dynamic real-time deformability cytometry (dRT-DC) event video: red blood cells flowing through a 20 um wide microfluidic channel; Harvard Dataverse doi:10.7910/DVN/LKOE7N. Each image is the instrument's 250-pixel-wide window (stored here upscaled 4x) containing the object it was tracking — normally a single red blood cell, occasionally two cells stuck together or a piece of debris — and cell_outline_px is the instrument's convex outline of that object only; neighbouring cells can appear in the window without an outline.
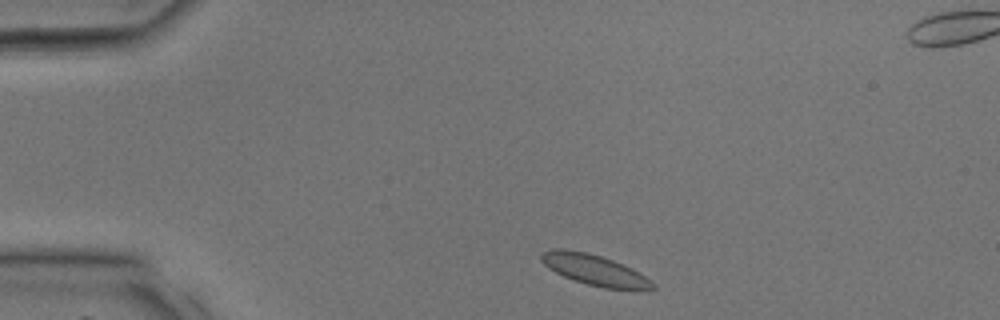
{"species": "common noctule bat (a hibernating species)", "species_latin": "Nyctalus noctula", "temperature_condition": "room temperature", "stored_images_in_passage": 33, "camera_frame_rate_fps": 3000, "um_per_image_px": 0.085, "animal": {"sex": "male", "body_mass_g": 17.9, "forearm_length_mm": 54.2}, "frame": {"image": 1, "passage_image": 2, "time_ms": 0.333, "image_size_px": [1000, 320], "cell_outline_px": [[656, 288], [604, 288], [572, 280], [548, 268], [540, 260], [540, 256], [544, 252], [552, 248], [564, 248], [588, 252], [612, 260], [632, 268], [652, 280], [656, 284]], "centroid_in_image_um": [50.49, 22.92], "position_along_channel_um": 34.5, "area_um2": 19.71}}
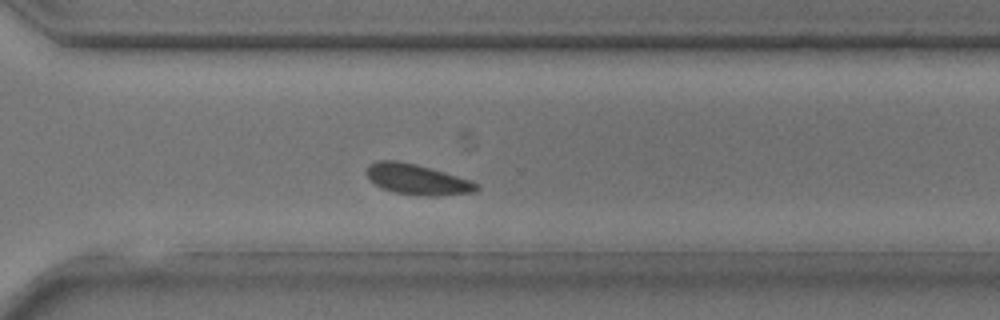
{"frame": {"image": 2, "passage_image": 22, "time_ms": 7.0, "image_size_px": [1000, 320], "cell_outline_px": [[480, 188], [476, 192], [440, 196], [424, 196], [392, 192], [380, 188], [368, 176], [368, 164], [380, 160], [396, 160], [416, 164], [472, 180], [480, 184]], "centroid_in_image_um": [35.53, 15.26], "position_along_channel_um": 335.1, "area_um2": 19.65}}
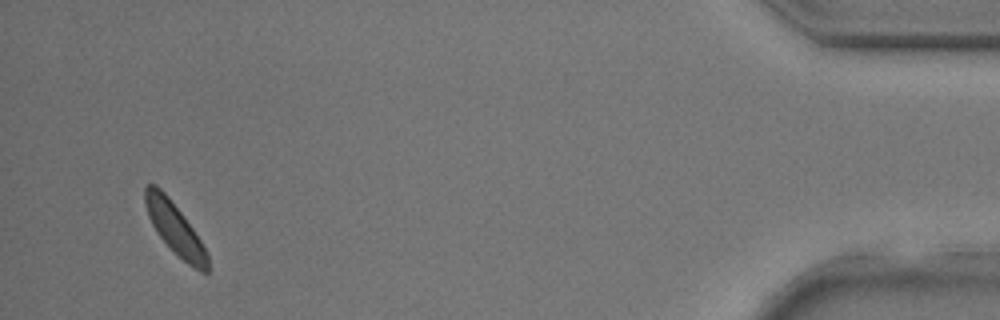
{"frame": {"image": 3, "passage_image": 31, "time_ms": 10.0, "image_size_px": [1000, 320], "cell_outline_px": [[208, 272], [200, 272], [188, 264], [156, 232], [148, 216], [144, 200], [144, 188], [148, 184], [156, 184], [168, 196], [184, 216], [208, 252]], "centroid_in_image_um": [14.86, 19.39], "position_along_channel_um": 420.3, "area_um2": 18.38}}